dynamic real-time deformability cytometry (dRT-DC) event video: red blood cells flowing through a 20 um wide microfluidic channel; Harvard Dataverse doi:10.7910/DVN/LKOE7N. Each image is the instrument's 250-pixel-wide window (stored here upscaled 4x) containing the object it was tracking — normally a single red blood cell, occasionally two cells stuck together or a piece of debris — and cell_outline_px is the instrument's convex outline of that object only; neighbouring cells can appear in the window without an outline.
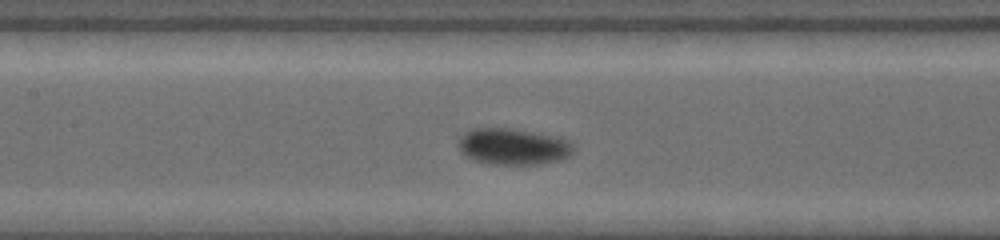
{"species": "common noctule bat (a hibernating species)", "species_latin": "Nyctalus noctula", "temperature_condition": "warm", "stored_images_in_passage": 13, "segment_of_instrument_passage": [2, 2], "camera_frame_rate_fps": 4500, "um_per_image_px": 0.085, "animal": {"sex": "female", "body_mass_g": 19.0, "forearm_length_mm": 53.3}, "frame": {"image": 1, "passage_image": 13, "time_ms": 4.889, "image_size_px": [1000, 240], "cell_outline_px": [[664, 176], [656, 184], [648, 188], [620, 192], [612, 192], [580, 188], [576, 184], [576, 172], [644, 168], [664, 168]], "centroid_in_image_um": [52.67, 15.25], "position_along_channel_um": 154.7, "area_um2": 12.2}}